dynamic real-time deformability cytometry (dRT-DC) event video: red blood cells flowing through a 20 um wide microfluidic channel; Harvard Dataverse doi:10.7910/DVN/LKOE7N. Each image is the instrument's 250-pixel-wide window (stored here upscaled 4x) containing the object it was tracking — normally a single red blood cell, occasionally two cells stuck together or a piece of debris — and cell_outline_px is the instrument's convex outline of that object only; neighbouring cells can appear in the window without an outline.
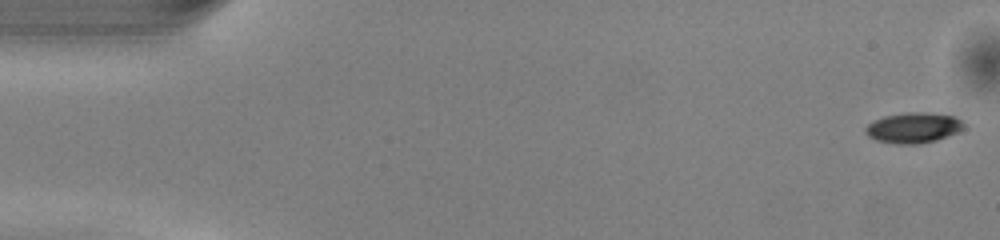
{"species": "common noctule bat (a hibernating species)", "species_latin": "Nyctalus noctula", "temperature_condition": "warm", "stored_images_in_passage": 15, "camera_frame_rate_fps": 3000, "um_per_image_px": 0.085, "animal": {"sex": "male", "body_mass_g": 13.0, "forearm_length_mm": 53.1}, "frame": {"image": 1, "passage_image": 1, "time_ms": 0.0, "image_size_px": [1000, 240], "cell_outline_px": [[964, 128], [956, 132], [936, 140], [916, 144], [896, 144], [876, 140], [868, 136], [864, 132], [864, 128], [872, 120], [884, 116], [904, 112], [924, 112], [956, 116], [964, 124]], "centroid_in_image_um": [77.59, 10.85], "position_along_channel_um": 7.4, "area_um2": 17.51}}
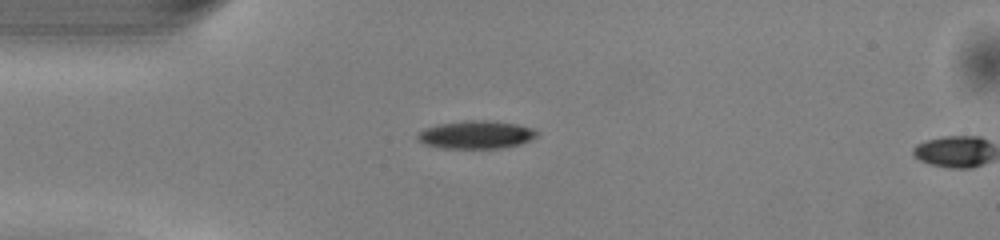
{"frame": {"image": 2, "passage_image": 13, "time_ms": 4.0, "image_size_px": [1000, 240], "cell_outline_px": [[540, 132], [532, 140], [520, 144], [504, 148], [440, 148], [424, 144], [416, 140], [416, 136], [424, 128], [440, 124], [464, 120], [492, 120], [516, 124], [532, 128]], "centroid_in_image_um": [40.47, 11.45], "position_along_channel_um": 44.5, "area_um2": 19.71}}